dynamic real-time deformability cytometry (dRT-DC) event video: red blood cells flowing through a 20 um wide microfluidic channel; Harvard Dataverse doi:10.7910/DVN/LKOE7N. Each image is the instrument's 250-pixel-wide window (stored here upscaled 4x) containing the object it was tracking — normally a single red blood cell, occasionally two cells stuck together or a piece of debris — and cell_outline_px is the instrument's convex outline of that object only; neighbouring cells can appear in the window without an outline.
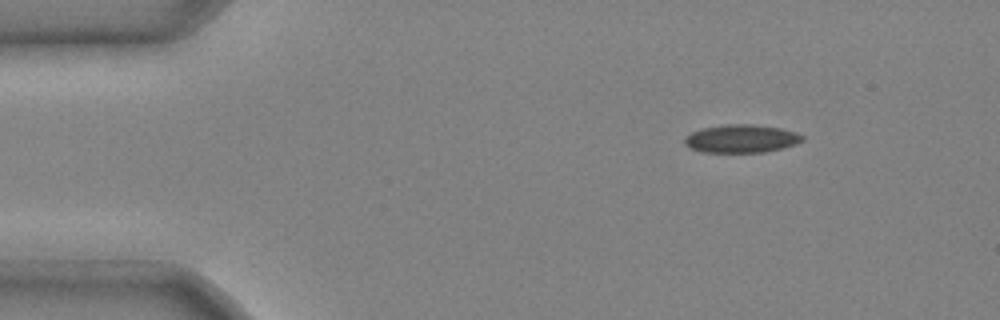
{"species": "common noctule bat (a hibernating species)", "species_latin": "Nyctalus noctula", "temperature_condition": "cold", "stored_images_in_passage": 2, "camera_frame_rate_fps": 3000, "um_per_image_px": 0.085, "animal": {"sex": "male", "body_mass_g": 20.4}, "frame": {"image": 1, "passage_image": 2, "time_ms": 0.333, "image_size_px": [1000, 320], "cell_outline_px": [[804, 140], [796, 144], [764, 152], [700, 152], [688, 148], [684, 144], [684, 136], [692, 132], [704, 128], [724, 124], [752, 124], [780, 128], [796, 132], [804, 136]], "centroid_in_image_um": [62.98, 11.79], "position_along_channel_um": 22.0, "area_um2": 19.36}}